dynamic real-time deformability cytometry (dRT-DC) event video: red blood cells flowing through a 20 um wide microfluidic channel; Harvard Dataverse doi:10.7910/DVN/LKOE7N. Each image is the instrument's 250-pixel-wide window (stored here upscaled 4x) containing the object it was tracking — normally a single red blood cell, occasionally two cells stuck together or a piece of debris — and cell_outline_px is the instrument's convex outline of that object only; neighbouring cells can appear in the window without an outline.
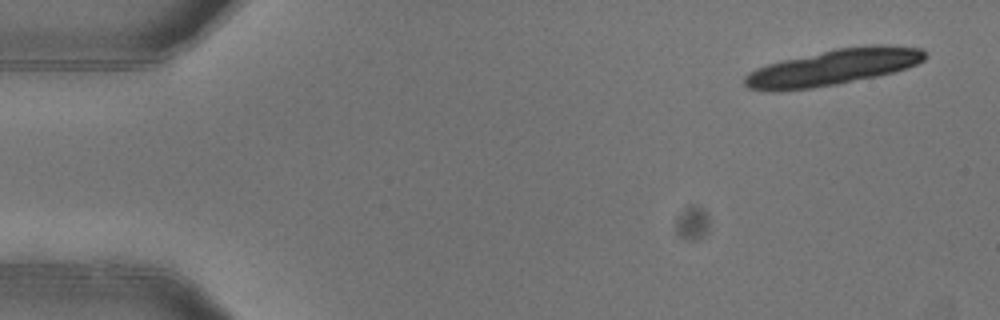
{"species": "common noctule bat (a hibernating species)", "species_latin": "Nyctalus noctula", "temperature_condition": "warm", "stored_images_in_passage": 5, "camera_frame_rate_fps": 3000, "um_per_image_px": 0.085, "animal": {"sex": "female"}, "frame": {"image": 1, "passage_image": 1, "time_ms": 0.0, "image_size_px": [1000, 320], "cell_outline_px": [[928, 56], [924, 60], [908, 68], [876, 76], [836, 84], [812, 88], [776, 92], [748, 88], [744, 84], [744, 76], [748, 72], [756, 68], [768, 64], [784, 60], [836, 48], [872, 44], [884, 44], [924, 48]], "centroid_in_image_um": [70.85, 5.71], "position_along_channel_um": 14.2, "area_um2": 37.92}}